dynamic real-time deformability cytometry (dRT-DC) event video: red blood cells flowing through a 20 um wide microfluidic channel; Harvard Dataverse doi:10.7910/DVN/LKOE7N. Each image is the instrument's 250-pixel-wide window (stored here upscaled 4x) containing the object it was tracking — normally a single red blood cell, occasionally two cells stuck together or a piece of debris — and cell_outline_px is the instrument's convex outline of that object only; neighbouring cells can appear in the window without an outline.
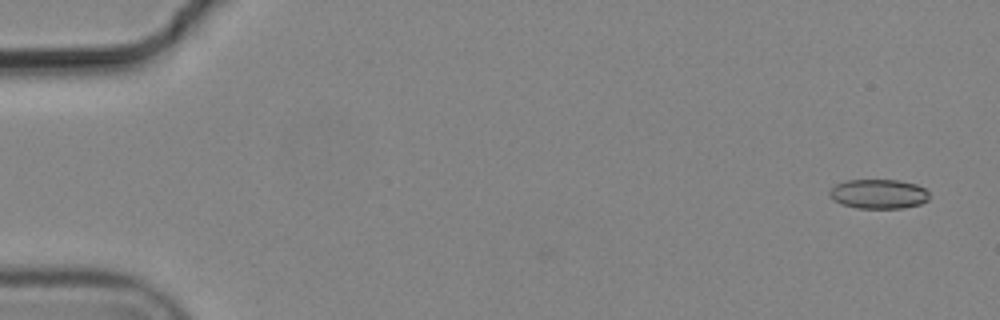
{"species": "common noctule bat (a hibernating species)", "species_latin": "Nyctalus noctula", "temperature_condition": "cold", "stored_images_in_passage": 5, "camera_frame_rate_fps": 3000, "um_per_image_px": 0.085, "animal": {"sex": "male", "body_mass_g": 19.2, "forearm_length_mm": 51.8}, "frame": {"image": 1, "passage_image": 1, "time_ms": 0.0, "image_size_px": [1000, 320], "cell_outline_px": [[928, 200], [920, 204], [904, 208], [856, 208], [840, 204], [832, 200], [828, 196], [828, 192], [836, 184], [844, 180], [900, 180], [916, 184], [924, 188], [928, 192]], "centroid_in_image_um": [74.64, 16.49], "position_along_channel_um": 10.4, "area_um2": 17.34}}
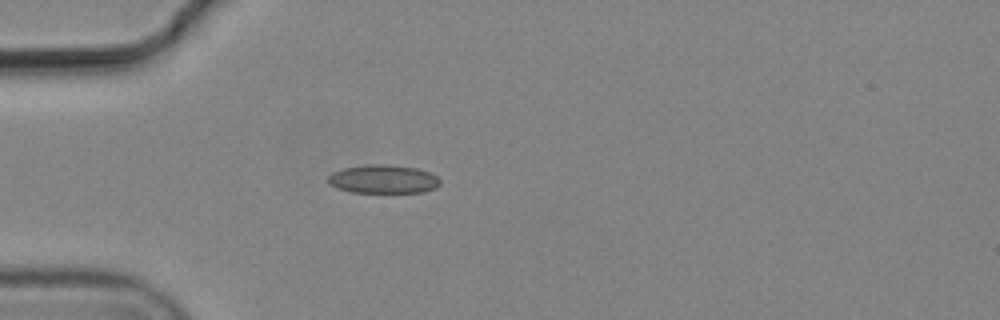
{"frame": {"image": 2, "passage_image": 5, "time_ms": 1.333, "image_size_px": [1000, 320], "cell_outline_px": [[440, 184], [436, 188], [424, 192], [352, 192], [328, 184], [328, 176], [332, 172], [344, 168], [368, 164], [388, 164], [416, 168], [428, 172], [436, 176], [440, 180]], "centroid_in_image_um": [32.58, 15.22], "position_along_channel_um": 52.4, "area_um2": 18.55}}